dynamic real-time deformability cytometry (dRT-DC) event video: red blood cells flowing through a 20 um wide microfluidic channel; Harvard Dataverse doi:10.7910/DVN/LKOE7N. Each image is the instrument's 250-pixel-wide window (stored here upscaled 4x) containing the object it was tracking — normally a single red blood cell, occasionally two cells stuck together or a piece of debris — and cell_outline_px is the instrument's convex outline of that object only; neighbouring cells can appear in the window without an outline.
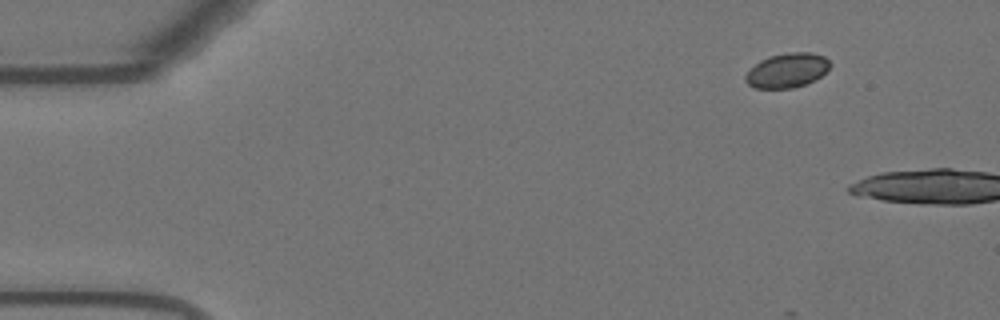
{"species": "Egyptian fruit bat (a non-hibernating species)", "species_latin": "Rousettus aegyptiacus", "temperature_condition": "warm", "stored_images_in_passage": 4, "camera_frame_rate_fps": 3000, "um_per_image_px": 0.085, "animal": {"sex": "female"}, "frame": {"image": 1, "passage_image": 1, "time_ms": 0.0, "image_size_px": [1000, 320], "cell_outline_px": [[832, 64], [816, 80], [792, 88], [752, 88], [744, 80], [744, 76], [760, 60], [768, 56], [788, 52], [812, 52], [824, 56]], "centroid_in_image_um": [66.9, 5.98], "position_along_channel_um": 18.1, "area_um2": 16.99}}